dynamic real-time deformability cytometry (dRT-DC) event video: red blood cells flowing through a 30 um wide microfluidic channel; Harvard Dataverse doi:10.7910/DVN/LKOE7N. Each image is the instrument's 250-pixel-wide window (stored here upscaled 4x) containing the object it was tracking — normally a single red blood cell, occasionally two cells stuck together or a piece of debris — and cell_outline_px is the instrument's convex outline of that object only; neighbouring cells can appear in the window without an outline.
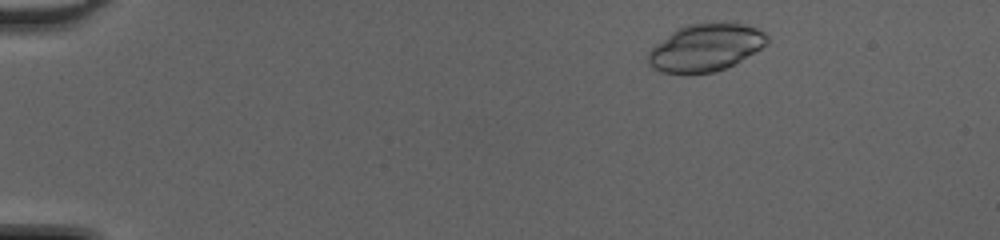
{"species": "common noctule bat (a hibernating species)", "species_latin": "Nyctalus noctula", "temperature_condition": "cold", "stored_images_in_passage": 45, "camera_frame_rate_fps": 3000, "um_per_image_px": 0.085, "animal": {"sex": "female", "body_mass_g": 20.0, "forearm_length_mm": 54.0}, "frame": {"image": 1, "passage_image": 4, "time_ms": 1.0, "image_size_px": [1000, 240], "cell_outline_px": [[768, 44], [740, 60], [724, 68], [712, 72], [660, 72], [652, 68], [648, 64], [648, 52], [656, 44], [676, 28], [688, 24], [744, 24], [756, 28], [764, 32], [768, 36]], "centroid_in_image_um": [59.95, 4.04], "position_along_channel_um": 25.0, "area_um2": 32.08}}
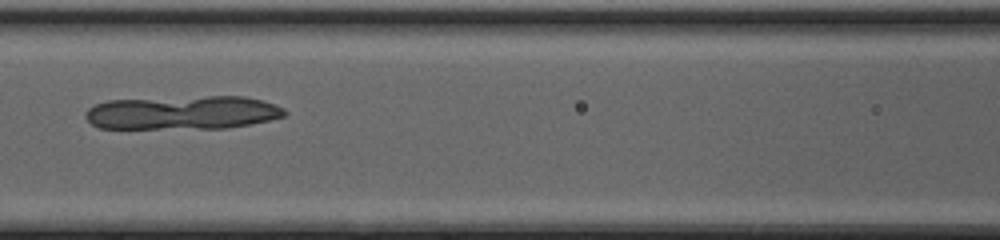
{"frame": {"image": 2, "passage_image": 20, "time_ms": 6.333, "image_size_px": [1000, 240], "cell_outline_px": [[288, 112], [284, 116], [268, 120], [228, 128], [100, 128], [92, 124], [84, 116], [84, 112], [88, 108], [96, 104], [108, 100], [208, 96], [244, 96], [260, 100], [284, 108]], "centroid_in_image_um": [15.5, 9.57], "position_along_channel_um": 151.1, "area_um2": 38.9}}
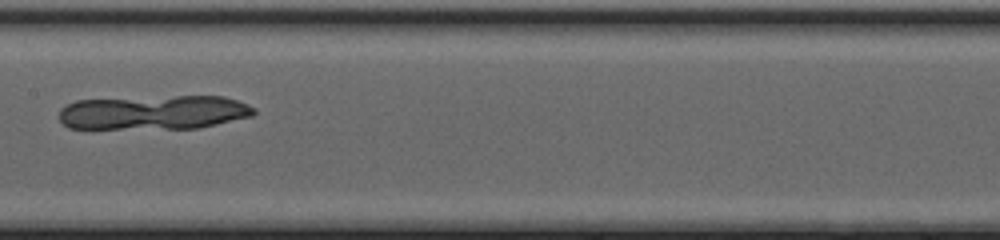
{"frame": {"image": 3, "passage_image": 23, "time_ms": 7.333, "image_size_px": [1000, 240], "cell_outline_px": [[256, 112], [252, 116], [200, 128], [68, 128], [60, 120], [60, 108], [76, 100], [176, 96], [224, 96], [248, 104], [256, 108]], "centroid_in_image_um": [13.11, 9.55], "position_along_channel_um": 194.3, "area_um2": 38.78}}